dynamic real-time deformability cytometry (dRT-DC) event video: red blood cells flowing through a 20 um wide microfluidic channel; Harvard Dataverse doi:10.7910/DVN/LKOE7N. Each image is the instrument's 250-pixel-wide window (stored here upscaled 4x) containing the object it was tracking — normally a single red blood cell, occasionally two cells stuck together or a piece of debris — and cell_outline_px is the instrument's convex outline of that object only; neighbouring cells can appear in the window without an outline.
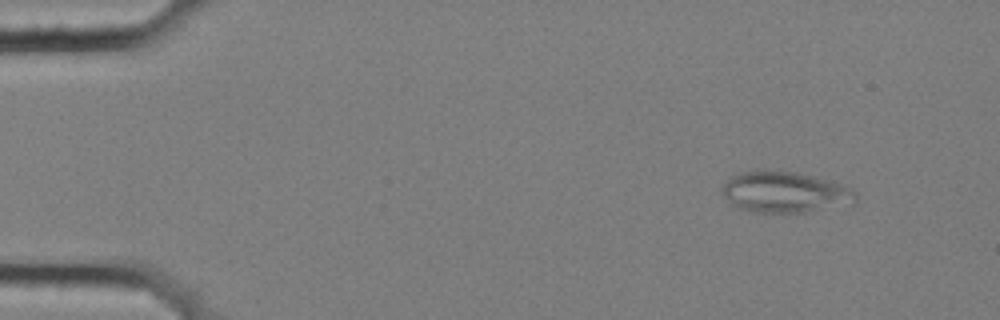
{"species": "common noctule bat (a hibernating species)", "species_latin": "Nyctalus noctula", "temperature_condition": "cold", "stored_images_in_passage": 4, "camera_frame_rate_fps": 3000, "um_per_image_px": 0.085, "animal": {"sex": "female", "body_mass_g": 25.1}, "frame": {"image": 1, "passage_image": 2, "time_ms": 0.333, "image_size_px": [1000, 320], "cell_outline_px": [[856, 200], [852, 204], [804, 212], [748, 212], [732, 204], [720, 192], [724, 184], [736, 172], [796, 172], [828, 180], [840, 184], [856, 192]], "centroid_in_image_um": [66.7, 16.36], "position_along_channel_um": 18.3, "area_um2": 31.33}}